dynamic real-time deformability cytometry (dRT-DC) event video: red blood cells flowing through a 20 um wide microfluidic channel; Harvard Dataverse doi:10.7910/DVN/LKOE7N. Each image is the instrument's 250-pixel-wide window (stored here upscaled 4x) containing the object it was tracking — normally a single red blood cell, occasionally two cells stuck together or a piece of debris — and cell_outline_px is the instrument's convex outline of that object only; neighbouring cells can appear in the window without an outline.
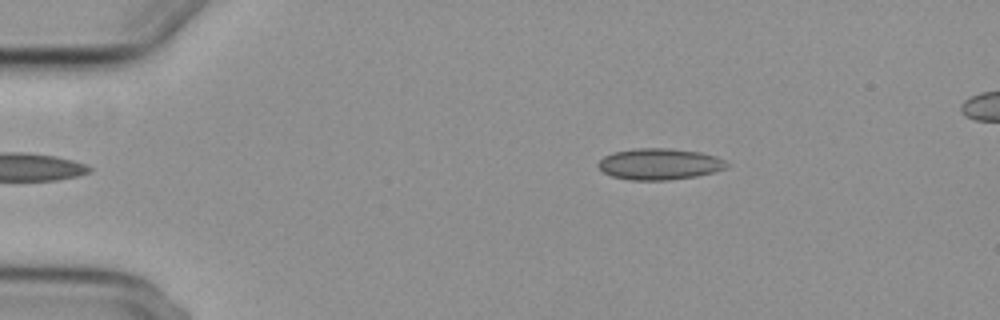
{"species": "common noctule bat (a hibernating species)", "species_latin": "Nyctalus noctula", "temperature_condition": "cold", "stored_images_in_passage": 4, "camera_frame_rate_fps": 3000, "um_per_image_px": 0.085, "animal": {"sex": "female", "body_mass_g": 29.2, "forearm_length_mm": 56.3}, "frame": {"image": 1, "passage_image": 4, "time_ms": 3.667, "image_size_px": [1000, 320], "cell_outline_px": [[728, 168], [696, 176], [668, 180], [632, 180], [612, 176], [604, 172], [596, 164], [604, 156], [616, 152], [636, 148], [668, 148], [700, 152], [716, 156], [724, 160], [728, 164]], "centroid_in_image_um": [56.07, 13.94], "position_along_channel_um": 28.9, "area_um2": 23.29}}